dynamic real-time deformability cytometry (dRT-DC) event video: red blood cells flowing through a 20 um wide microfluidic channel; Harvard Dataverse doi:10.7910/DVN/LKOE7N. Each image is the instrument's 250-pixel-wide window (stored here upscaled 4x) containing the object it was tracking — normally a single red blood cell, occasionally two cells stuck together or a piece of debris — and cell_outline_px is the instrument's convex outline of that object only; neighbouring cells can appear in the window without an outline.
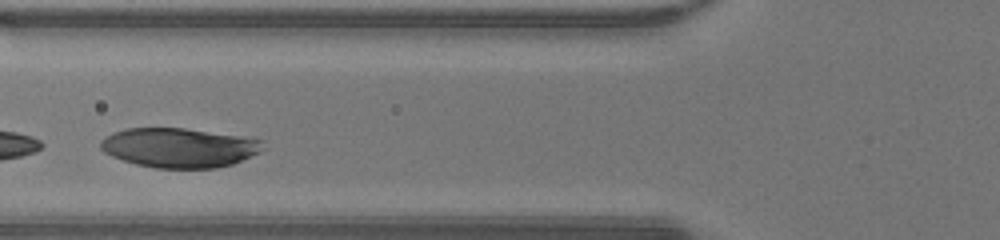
{"species": "human", "species_latin": "Homo sapiens", "temperature_condition": "warm", "stored_images_in_passage": 28, "camera_frame_rate_fps": 3000, "um_per_image_px": 0.085, "donor": {"sex": "male"}, "frame": {"image": 1, "passage_image": 8, "time_ms": 2.333, "image_size_px": [1000, 240], "cell_outline_px": [[268, 148], [260, 152], [232, 164], [216, 168], [156, 168], [136, 164], [112, 156], [104, 152], [100, 148], [100, 140], [112, 132], [128, 128], [184, 128], [264, 140]], "centroid_in_image_um": [15.24, 12.55], "position_along_channel_um": 110.6, "area_um2": 37.4}}
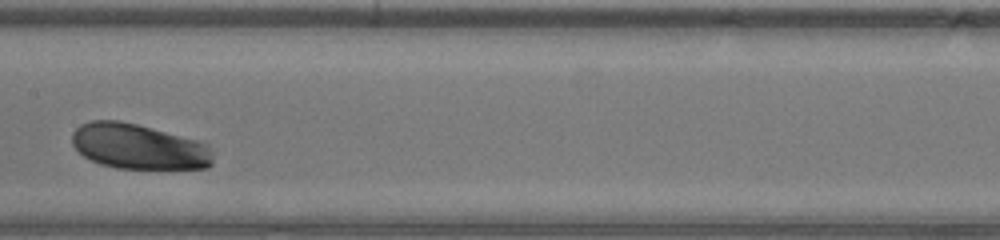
{"frame": {"image": 2, "passage_image": 14, "time_ms": 4.333, "image_size_px": [1000, 240], "cell_outline_px": [[212, 164], [208, 168], [116, 168], [100, 164], [84, 156], [72, 144], [72, 132], [80, 124], [92, 120], [120, 120], [204, 140], [208, 144], [212, 152]], "centroid_in_image_um": [11.83, 12.44], "position_along_channel_um": 195.6, "area_um2": 37.63}}
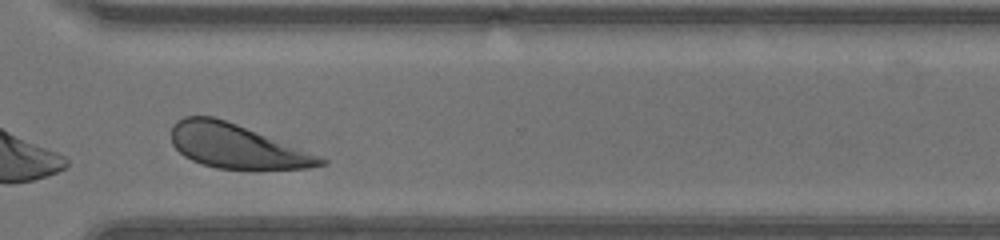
{"frame": {"image": 3, "passage_image": 25, "time_ms": 8.0, "image_size_px": [1000, 240], "cell_outline_px": [[328, 164], [308, 168], [216, 168], [200, 164], [184, 156], [172, 144], [172, 124], [176, 120], [184, 116], [212, 116], [236, 124], [328, 160]], "centroid_in_image_um": [20.02, 12.42], "position_along_channel_um": 350.6, "area_um2": 37.34}, "authors_computed_cell_mechanics": {"area_um2": 37.57, "velocity_mm_per_s": 4.2324, "shape_relaxation_time_tau1_ms": 1.5254, "shape_relaxation_time_tau2_ms": 3.0192, "deformation_change_tau1": 0.0962, "deformation_change_tau2": 0.1315}}